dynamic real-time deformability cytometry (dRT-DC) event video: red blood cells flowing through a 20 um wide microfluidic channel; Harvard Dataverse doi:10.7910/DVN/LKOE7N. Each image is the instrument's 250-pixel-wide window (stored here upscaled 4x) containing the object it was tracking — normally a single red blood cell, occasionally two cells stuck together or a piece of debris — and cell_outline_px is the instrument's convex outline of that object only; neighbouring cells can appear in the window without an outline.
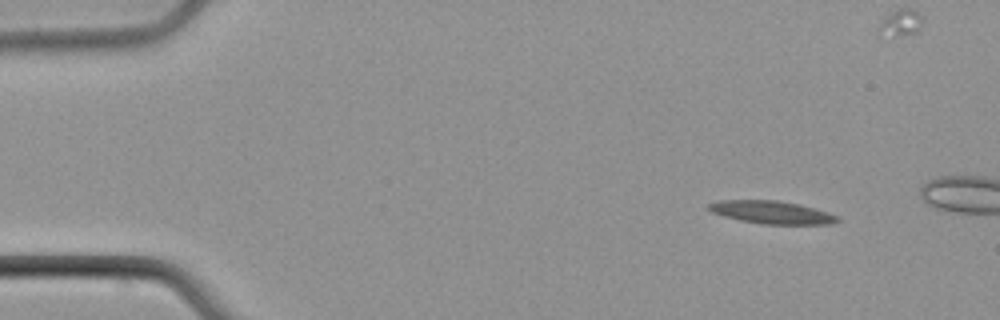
{"species": "common noctule bat (a hibernating species)", "species_latin": "Nyctalus noctula", "temperature_condition": "cold", "stored_images_in_passage": 3, "camera_frame_rate_fps": 3000, "um_per_image_px": 0.085, "animal": {"sex": "male", "body_mass_g": 21.5, "forearm_length_mm": 52.0}, "frame": {"image": 1, "passage_image": 1, "time_ms": 0.0, "image_size_px": [1000, 320], "cell_outline_px": [[840, 220], [832, 224], [764, 224], [740, 220], [724, 216], [712, 212], [708, 208], [708, 204], [716, 200], [776, 200], [800, 204], [828, 212], [840, 216]], "centroid_in_image_um": [65.62, 18.04], "position_along_channel_um": 19.4, "area_um2": 17.17}}